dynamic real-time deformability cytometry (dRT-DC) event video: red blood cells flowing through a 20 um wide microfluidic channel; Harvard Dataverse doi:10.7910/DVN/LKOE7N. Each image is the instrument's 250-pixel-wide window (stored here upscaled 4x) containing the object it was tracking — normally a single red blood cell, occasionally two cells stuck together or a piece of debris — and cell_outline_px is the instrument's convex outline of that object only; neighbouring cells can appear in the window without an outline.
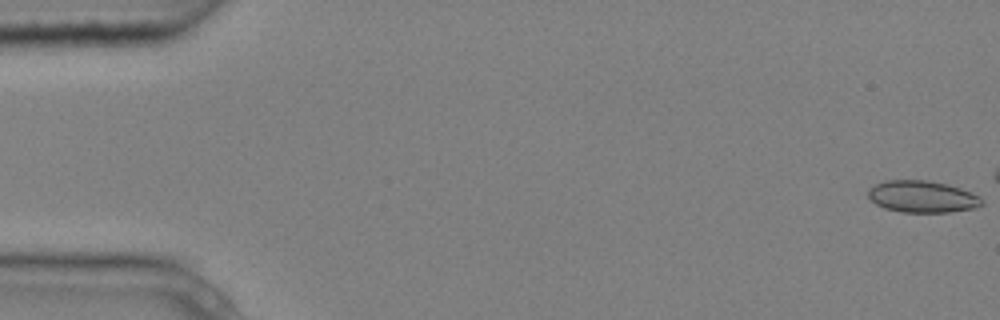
{"species": "common noctule bat (a hibernating species)", "species_latin": "Nyctalus noctula", "temperature_condition": "cold", "stored_images_in_passage": 4, "segment_of_instrument_passage": [2, 2], "camera_frame_rate_fps": 3000, "um_per_image_px": 0.085, "animal": {"sex": "male", "body_mass_g": 20.4}, "frame": {"image": 1, "passage_image": 4, "time_ms": 1.0, "image_size_px": [1000, 320], "cell_outline_px": [[984, 204], [976, 208], [948, 212], [900, 212], [884, 208], [876, 204], [868, 196], [868, 188], [884, 180], [928, 180], [948, 184], [960, 188], [980, 196], [984, 200]], "centroid_in_image_um": [78.41, 16.71], "position_along_channel_um": 6.6, "area_um2": 21.27}}